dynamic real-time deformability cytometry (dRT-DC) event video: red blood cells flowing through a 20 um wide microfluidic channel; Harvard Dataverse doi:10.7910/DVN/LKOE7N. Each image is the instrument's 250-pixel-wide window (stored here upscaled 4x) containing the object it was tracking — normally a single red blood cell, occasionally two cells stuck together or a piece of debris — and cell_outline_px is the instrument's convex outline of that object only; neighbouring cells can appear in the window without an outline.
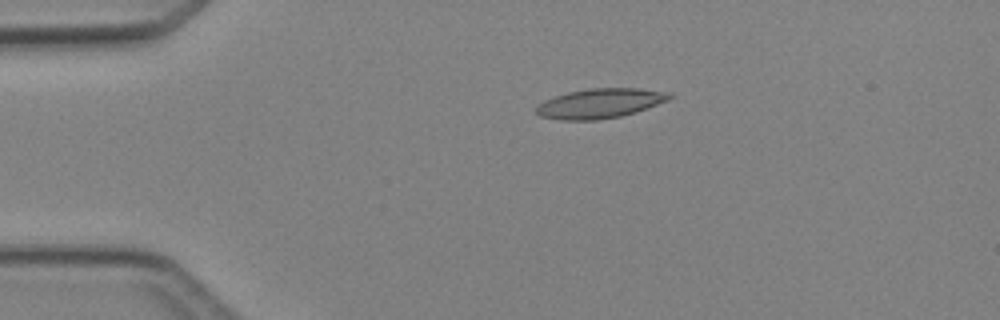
{"species": "Egyptian fruit bat (a non-hibernating species)", "species_latin": "Rousettus aegyptiacus", "temperature_condition": "cold", "stored_images_in_passage": 2, "camera_frame_rate_fps": 3000, "um_per_image_px": 0.085, "animal": {"sex": "female"}, "frame": {"image": 1, "passage_image": 1, "time_ms": 0.0, "image_size_px": [1000, 320], "cell_outline_px": [[672, 96], [668, 100], [636, 112], [620, 116], [596, 120], [560, 120], [540, 116], [536, 112], [536, 108], [544, 100], [568, 92], [588, 88], [640, 88], [672, 92]], "centroid_in_image_um": [51.02, 8.78], "position_along_channel_um": 34.0, "area_um2": 23.0}}